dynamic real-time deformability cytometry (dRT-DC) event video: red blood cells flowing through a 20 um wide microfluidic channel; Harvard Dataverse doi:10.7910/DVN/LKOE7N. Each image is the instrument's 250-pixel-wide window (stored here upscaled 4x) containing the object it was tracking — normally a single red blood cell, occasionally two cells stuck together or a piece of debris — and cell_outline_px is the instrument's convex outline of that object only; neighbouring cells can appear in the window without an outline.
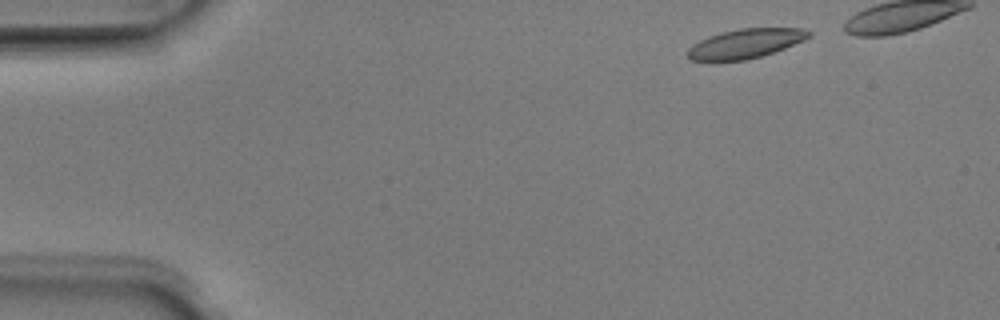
{"species": "Egyptian fruit bat (a non-hibernating species)", "species_latin": "Rousettus aegyptiacus", "temperature_condition": "room temperature", "stored_images_in_passage": 41, "camera_frame_rate_fps": 3000, "um_per_image_px": 0.085, "animal": {"sex": "male"}, "frame": {"image": 1, "passage_image": 3, "time_ms": 0.667, "image_size_px": [1000, 320], "cell_outline_px": [[812, 36], [804, 40], [784, 48], [760, 56], [744, 60], [688, 60], [688, 48], [692, 44], [708, 36], [720, 32], [740, 28], [800, 28], [812, 32]], "centroid_in_image_um": [63.36, 3.68], "position_along_channel_um": 21.6, "area_um2": 20.58}}
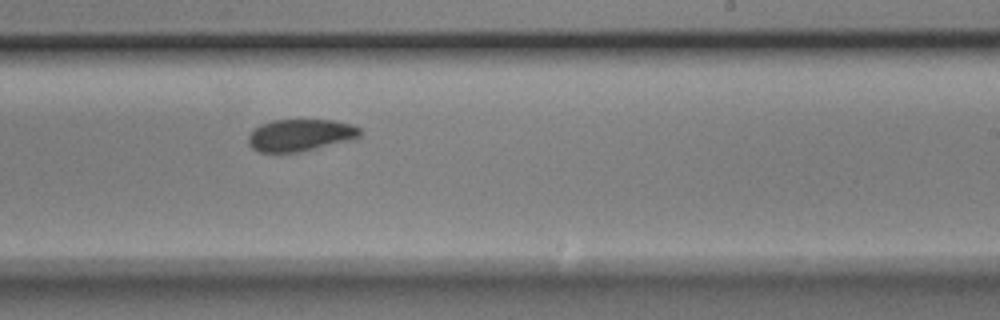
{"frame": {"image": 2, "passage_image": 28, "time_ms": 9.0, "image_size_px": [1000, 320], "cell_outline_px": [[360, 136], [348, 140], [300, 152], [260, 152], [252, 148], [248, 144], [248, 136], [260, 124], [272, 120], [332, 120], [352, 124], [360, 128]], "centroid_in_image_um": [25.5, 11.48], "position_along_channel_um": 263.5, "area_um2": 20.63}}
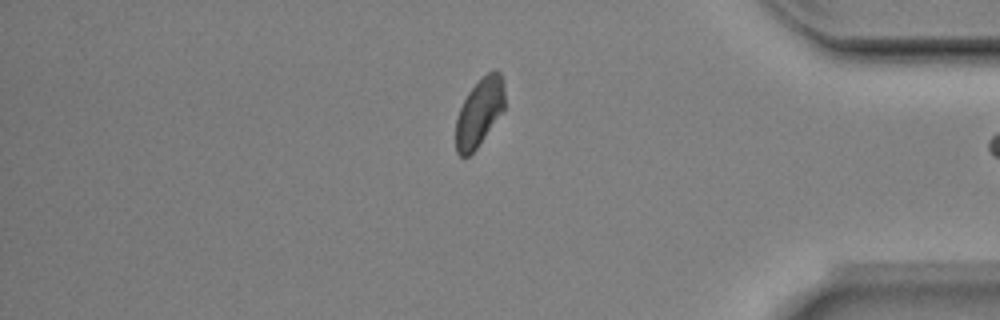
{"frame": {"image": 3, "passage_image": 40, "time_ms": 13.0, "image_size_px": [1000, 320], "cell_outline_px": [[504, 108], [476, 148], [468, 156], [460, 156], [456, 152], [456, 120], [460, 108], [468, 92], [488, 72], [496, 68], [500, 72], [504, 84]], "centroid_in_image_um": [40.74, 9.53], "position_along_channel_um": 394.5, "area_um2": 18.9}}